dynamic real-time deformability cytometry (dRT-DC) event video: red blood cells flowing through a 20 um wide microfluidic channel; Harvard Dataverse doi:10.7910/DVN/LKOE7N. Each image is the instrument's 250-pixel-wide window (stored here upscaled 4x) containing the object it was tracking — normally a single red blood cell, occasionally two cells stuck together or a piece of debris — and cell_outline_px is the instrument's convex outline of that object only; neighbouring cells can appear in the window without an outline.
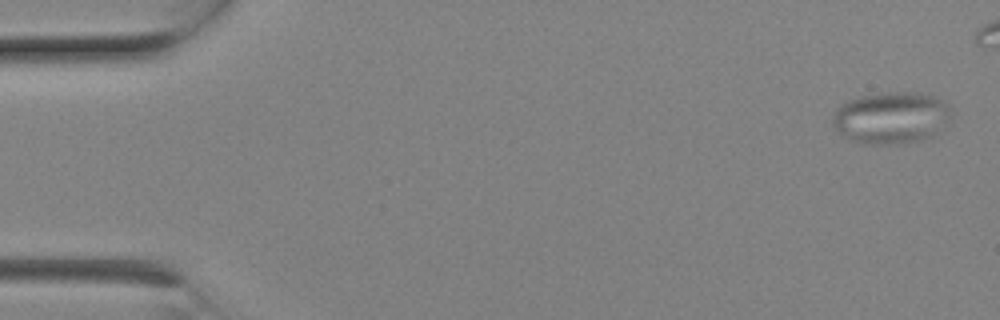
{"species": "Egyptian fruit bat (a non-hibernating species)", "species_latin": "Rousettus aegyptiacus", "temperature_condition": "room temperature", "stored_images_in_passage": 7, "camera_frame_rate_fps": 3000, "um_per_image_px": 0.085, "animal": {"sex": "female"}, "frame": {"image": 1, "passage_image": 1, "time_ms": 0.0, "image_size_px": [1000, 320], "cell_outline_px": [[952, 112], [932, 136], [920, 140], [888, 144], [860, 144], [840, 136], [836, 132], [832, 124], [832, 112], [840, 104], [848, 100], [860, 96], [880, 92], [928, 92], [948, 104]], "centroid_in_image_um": [75.66, 9.99], "position_along_channel_um": 9.3, "area_um2": 36.24}}